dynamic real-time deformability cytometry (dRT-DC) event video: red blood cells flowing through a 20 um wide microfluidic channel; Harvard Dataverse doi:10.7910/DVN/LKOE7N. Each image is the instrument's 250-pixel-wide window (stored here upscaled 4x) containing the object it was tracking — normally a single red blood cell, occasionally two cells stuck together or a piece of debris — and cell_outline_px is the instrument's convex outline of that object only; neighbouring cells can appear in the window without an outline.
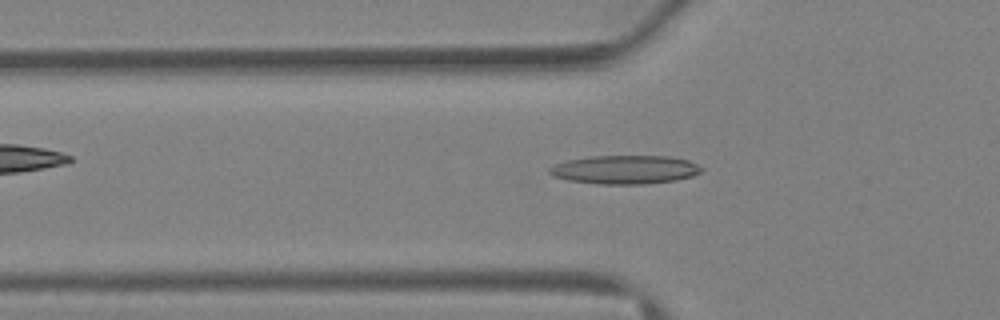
{"species": "Egyptian fruit bat (a non-hibernating species)", "species_latin": "Rousettus aegyptiacus", "temperature_condition": "warm", "stored_images_in_passage": 36, "camera_frame_rate_fps": 3000, "um_per_image_px": 0.085, "animal": {"sex": "female"}, "frame": {"image": 1, "passage_image": 11, "time_ms": 3.333, "image_size_px": [1000, 320], "cell_outline_px": [[704, 168], [700, 172], [692, 176], [676, 180], [644, 184], [596, 184], [568, 180], [552, 176], [548, 172], [548, 168], [556, 164], [568, 160], [588, 156], [668, 156], [688, 160]], "centroid_in_image_um": [53.1, 14.42], "position_along_channel_um": 72.7, "area_um2": 25.43}}
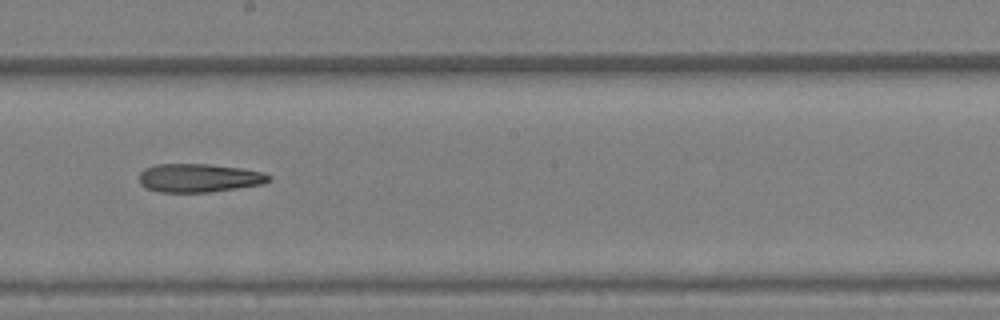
{"frame": {"image": 2, "passage_image": 20, "time_ms": 6.333, "image_size_px": [1000, 320], "cell_outline_px": [[272, 180], [264, 184], [208, 192], [160, 192], [148, 188], [140, 184], [140, 172], [144, 168], [156, 164], [208, 164], [240, 168], [264, 172], [272, 176]], "centroid_in_image_um": [16.94, 15.12], "position_along_channel_um": 231.3, "area_um2": 21.56}}
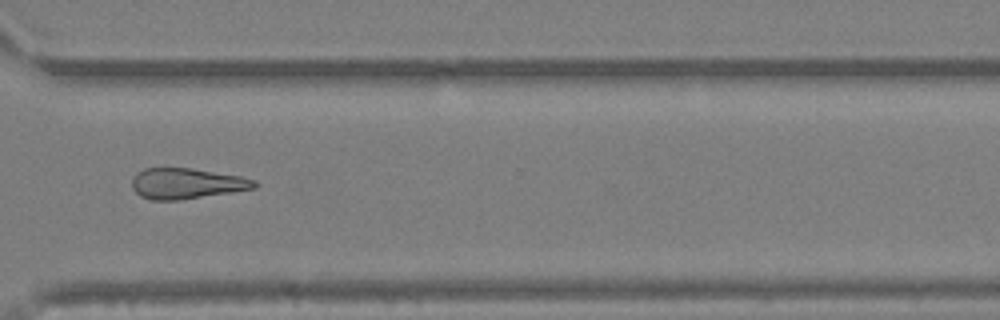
{"frame": {"image": 3, "passage_image": 27, "time_ms": 8.667, "image_size_px": [1000, 320], "cell_outline_px": [[260, 184], [256, 188], [232, 192], [180, 200], [152, 200], [140, 196], [132, 188], [132, 180], [136, 172], [144, 168], [192, 168], [240, 176], [256, 180]], "centroid_in_image_um": [15.87, 15.6], "position_along_channel_um": 354.7, "area_um2": 22.02}}